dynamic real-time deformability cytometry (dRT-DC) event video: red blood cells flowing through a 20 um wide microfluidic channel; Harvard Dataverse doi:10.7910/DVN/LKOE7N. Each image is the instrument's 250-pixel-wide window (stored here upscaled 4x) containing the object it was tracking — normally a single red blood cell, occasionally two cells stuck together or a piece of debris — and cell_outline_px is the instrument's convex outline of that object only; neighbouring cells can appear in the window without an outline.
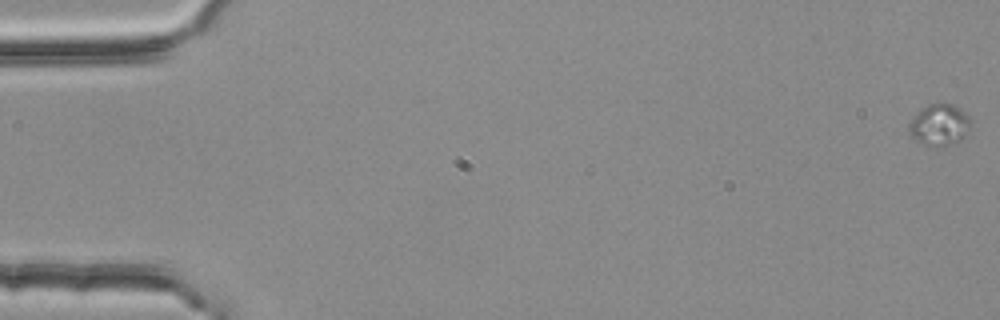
{"species": "common noctule bat (a hibernating species)", "species_latin": "Nyctalus noctula", "temperature_condition": "room temperature", "stored_images_in_passage": 4, "camera_frame_rate_fps": 3000, "um_per_image_px": 0.085, "animal": {"sex": "female", "body_mass_g": 25.1}, "frame": {"image": 1, "passage_image": 1, "time_ms": 0.0, "image_size_px": [1000, 320], "cell_outline_px": [[968, 124], [964, 136], [960, 140], [948, 144], [928, 148], [916, 140], [908, 128], [908, 124], [916, 112], [920, 108], [928, 104], [952, 104], [960, 108], [968, 116]], "centroid_in_image_um": [79.78, 10.61], "position_along_channel_um": 5.2, "area_um2": 14.62}}